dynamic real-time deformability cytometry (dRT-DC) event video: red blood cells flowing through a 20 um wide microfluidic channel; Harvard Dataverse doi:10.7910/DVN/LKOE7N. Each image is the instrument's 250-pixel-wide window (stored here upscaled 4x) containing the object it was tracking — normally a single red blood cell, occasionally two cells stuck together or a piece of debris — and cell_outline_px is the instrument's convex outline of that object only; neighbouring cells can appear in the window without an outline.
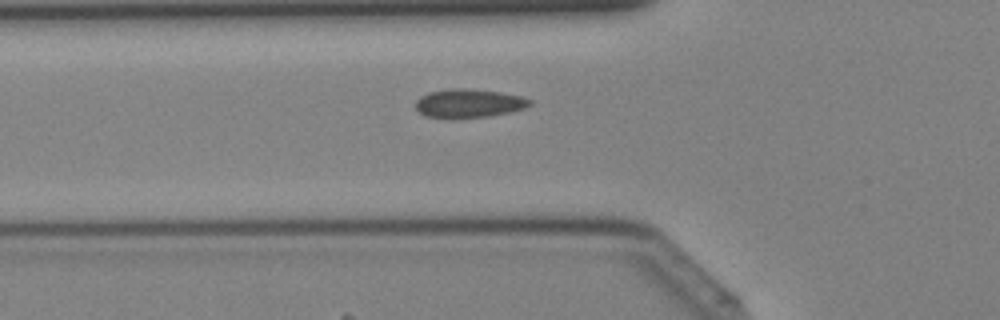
{"species": "Egyptian fruit bat (a non-hibernating species)", "species_latin": "Rousettus aegyptiacus", "temperature_condition": "cold", "stored_images_in_passage": 40, "camera_frame_rate_fps": 3000, "um_per_image_px": 0.085, "animal": {"sex": "female"}, "frame": {"image": 1, "passage_image": 12, "time_ms": 3.667, "image_size_px": [1000, 320], "cell_outline_px": [[532, 104], [524, 108], [508, 112], [488, 116], [424, 116], [416, 108], [416, 100], [420, 96], [428, 92], [452, 88], [468, 88], [500, 92], [520, 96], [532, 100]], "centroid_in_image_um": [39.86, 8.74], "position_along_channel_um": 85.9, "area_um2": 18.5}}
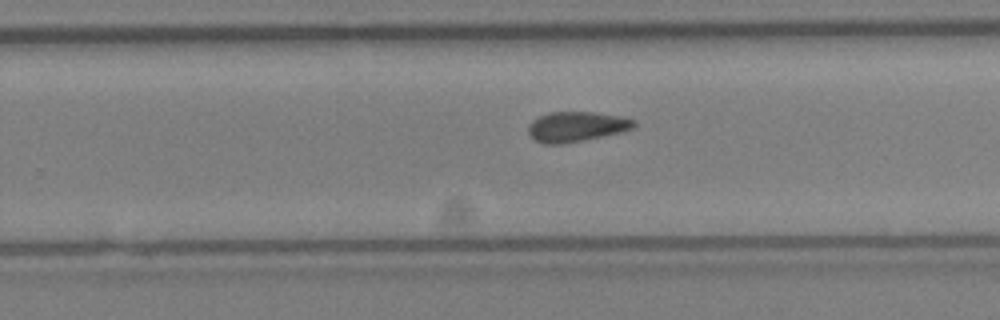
{"frame": {"image": 2, "passage_image": 24, "time_ms": 7.667, "image_size_px": [1000, 320], "cell_outline_px": [[636, 128], [620, 132], [560, 144], [544, 144], [536, 140], [528, 132], [528, 124], [532, 120], [548, 112], [596, 112], [624, 116], [636, 120]], "centroid_in_image_um": [49.03, 10.74], "position_along_channel_um": 280.8, "area_um2": 18.5}}
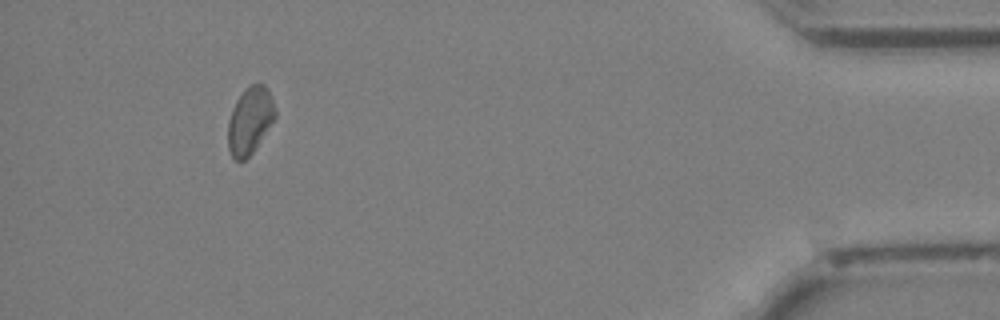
{"frame": {"image": 3, "passage_image": 36, "time_ms": 11.667, "image_size_px": [1000, 320], "cell_outline_px": [[276, 116], [252, 152], [244, 160], [232, 160], [228, 148], [228, 120], [232, 108], [236, 100], [244, 88], [252, 84], [264, 84], [268, 88], [276, 112]], "centroid_in_image_um": [21.21, 10.23], "position_along_channel_um": 414.0, "area_um2": 18.32}}